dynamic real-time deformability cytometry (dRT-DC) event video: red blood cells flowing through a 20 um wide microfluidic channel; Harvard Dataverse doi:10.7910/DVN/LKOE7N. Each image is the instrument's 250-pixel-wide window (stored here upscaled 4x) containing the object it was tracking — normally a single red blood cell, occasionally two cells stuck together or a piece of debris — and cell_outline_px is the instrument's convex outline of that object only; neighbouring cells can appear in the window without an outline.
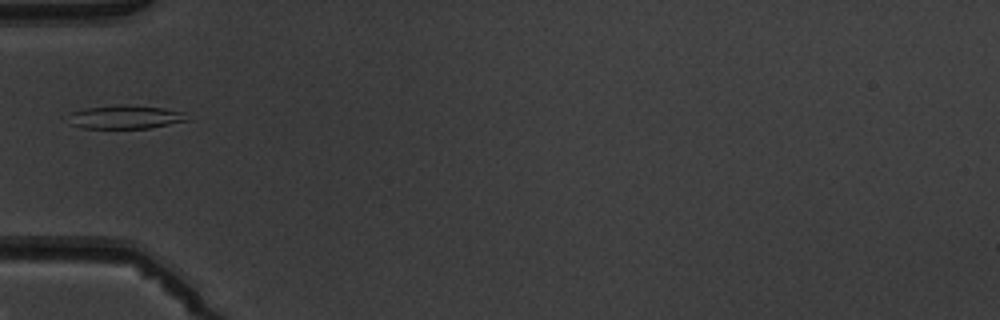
{"species": "common noctule bat (a hibernating species)", "species_latin": "Nyctalus noctula", "temperature_condition": "warm", "stored_images_in_passage": 4, "camera_frame_rate_fps": 3000, "um_per_image_px": 0.085, "animal": {"sex": "male", "body_mass_g": 19.5, "forearm_length_mm": 54.6}, "frame": {"image": 1, "passage_image": 3, "time_ms": 2.333, "image_size_px": [1000, 320], "cell_outline_px": [[188, 120], [148, 128], [84, 128], [68, 124], [72, 112], [84, 108], [116, 104], [124, 104], [164, 108], [184, 112]], "centroid_in_image_um": [10.62, 9.93], "position_along_channel_um": 74.4, "area_um2": 16.24}}